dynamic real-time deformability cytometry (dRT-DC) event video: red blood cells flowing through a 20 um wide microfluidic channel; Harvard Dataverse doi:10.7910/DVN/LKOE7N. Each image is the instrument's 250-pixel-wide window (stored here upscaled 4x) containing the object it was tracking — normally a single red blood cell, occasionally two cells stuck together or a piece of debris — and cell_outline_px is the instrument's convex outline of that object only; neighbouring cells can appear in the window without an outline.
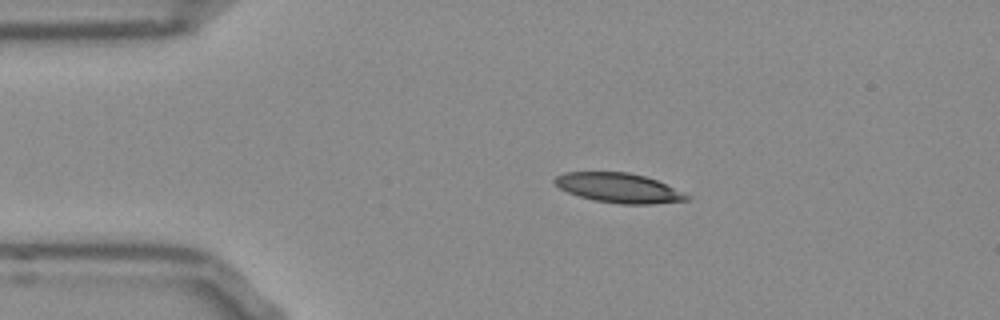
{"species": "Egyptian fruit bat (a non-hibernating species)", "species_latin": "Rousettus aegyptiacus", "temperature_condition": "room temperature", "stored_images_in_passage": 43, "camera_frame_rate_fps": 3000, "um_per_image_px": 0.085, "frame": {"image": 1, "passage_image": 1, "time_ms": 0.0, "image_size_px": [1000, 320], "cell_outline_px": [[692, 196], [688, 200], [652, 204], [620, 204], [596, 200], [580, 196], [568, 192], [560, 188], [552, 180], [556, 176], [564, 172], [628, 172], [644, 176], [656, 180]], "centroid_in_image_um": [52.6, 15.97], "position_along_channel_um": 32.4, "area_um2": 22.6}}
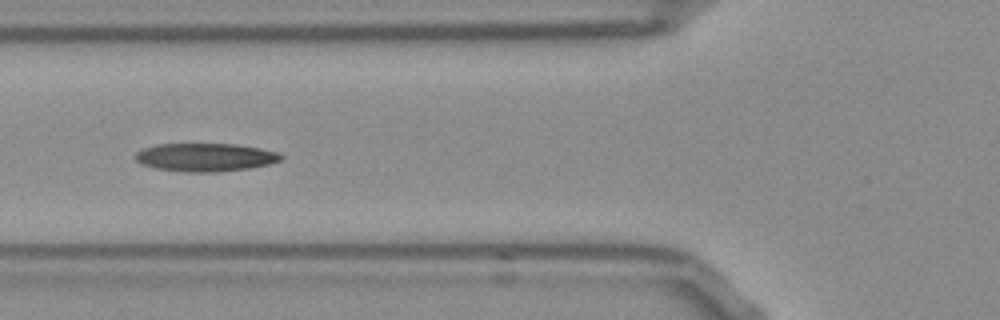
{"frame": {"image": 2, "passage_image": 10, "time_ms": 3.0, "image_size_px": [1000, 320], "cell_outline_px": [[284, 156], [280, 160], [272, 164], [248, 168], [220, 172], [184, 172], [156, 168], [144, 164], [136, 160], [132, 156], [136, 152], [144, 148], [156, 144], [236, 144], [260, 148], [280, 152]], "centroid_in_image_um": [17.48, 13.37], "position_along_channel_um": 108.3, "area_um2": 24.1}}
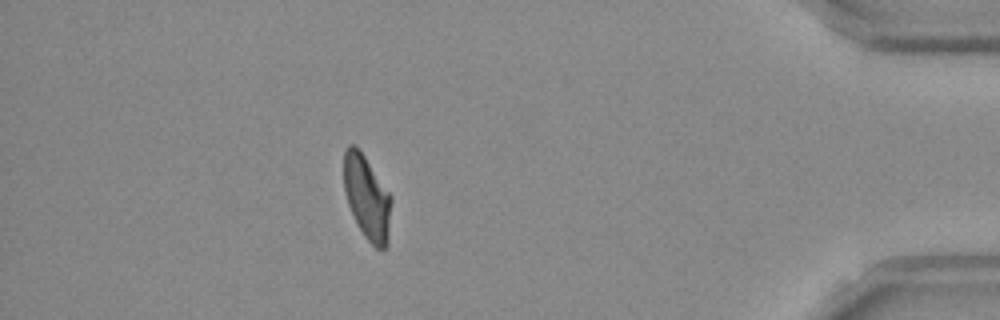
{"frame": {"image": 3, "passage_image": 37, "time_ms": 12.0, "image_size_px": [1000, 320], "cell_outline_px": [[392, 200], [388, 244], [384, 248], [376, 248], [364, 236], [348, 204], [344, 188], [344, 152], [348, 144], [356, 144], [392, 196]], "centroid_in_image_um": [31.21, 16.76], "position_along_channel_um": 404.0, "area_um2": 23.12}, "authors_computed_cell_mechanics": {"area_um2": 23.5824, "velocity_mm_per_s": 3.8524, "shape_relaxation_time_tau1_ms": 3.8286, "shape_relaxation_time_tau2_ms": 3.6182, "deformation_change_tau1": 0.1628, "deformation_change_tau2": 0.1204}}